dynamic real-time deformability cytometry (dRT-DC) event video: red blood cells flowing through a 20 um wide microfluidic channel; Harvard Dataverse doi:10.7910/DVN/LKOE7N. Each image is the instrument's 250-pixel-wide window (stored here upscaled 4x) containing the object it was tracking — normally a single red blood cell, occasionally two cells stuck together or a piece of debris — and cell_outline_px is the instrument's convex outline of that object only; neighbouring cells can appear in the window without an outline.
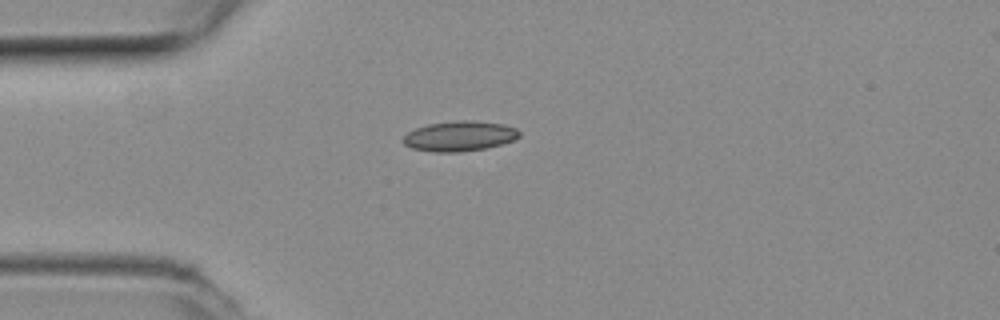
{"species": "common noctule bat (a hibernating species)", "species_latin": "Nyctalus noctula", "temperature_condition": "room temperature", "stored_images_in_passage": 39, "camera_frame_rate_fps": 3000, "um_per_image_px": 0.085, "animal": {"sex": "female", "body_mass_g": 19.3, "forearm_length_mm": 54.1}, "frame": {"image": 1, "passage_image": 1, "time_ms": 0.0, "image_size_px": [1000, 320], "cell_outline_px": [[520, 136], [512, 140], [500, 144], [484, 148], [456, 152], [432, 152], [412, 148], [404, 144], [400, 140], [408, 132], [416, 128], [428, 124], [456, 120], [472, 120], [504, 124], [516, 128], [520, 132]], "centroid_in_image_um": [39.03, 11.56], "position_along_channel_um": 46.0, "area_um2": 20.35}}
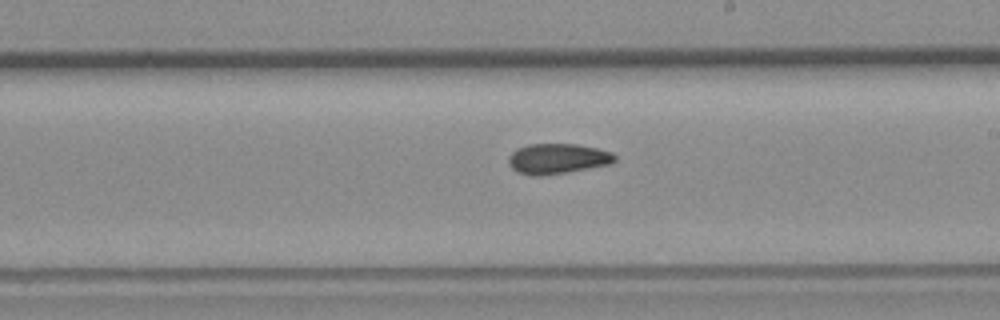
{"frame": {"image": 2, "passage_image": 17, "time_ms": 5.333, "image_size_px": [1000, 320], "cell_outline_px": [[616, 160], [608, 164], [568, 172], [544, 176], [532, 176], [516, 172], [508, 164], [508, 156], [516, 148], [528, 144], [576, 144], [596, 148], [612, 152], [616, 156]], "centroid_in_image_um": [47.33, 13.49], "position_along_channel_um": 241.7, "area_um2": 18.9}}
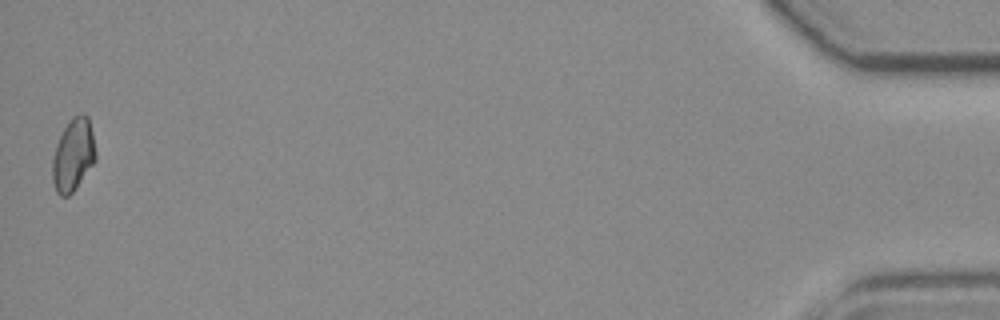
{"frame": {"image": 3, "passage_image": 39, "time_ms": 12.667, "image_size_px": [1000, 320], "cell_outline_px": [[96, 160], [76, 188], [68, 196], [60, 196], [56, 192], [52, 180], [52, 160], [56, 144], [64, 128], [72, 116], [80, 112], [84, 112], [88, 116], [92, 132], [96, 152]], "centroid_in_image_um": [6.22, 13.15], "position_along_channel_um": 429.0, "area_um2": 18.44}, "authors_computed_cell_mechanics": {"area_um2": 18.496, "velocity_mm_per_s": 3.9453, "shape_relaxation_time_tau1_ms": null, "shape_relaxation_time_tau2_ms": 5.5318, "deformation_change_tau1": null, "deformation_change_tau2": 0.0981}}